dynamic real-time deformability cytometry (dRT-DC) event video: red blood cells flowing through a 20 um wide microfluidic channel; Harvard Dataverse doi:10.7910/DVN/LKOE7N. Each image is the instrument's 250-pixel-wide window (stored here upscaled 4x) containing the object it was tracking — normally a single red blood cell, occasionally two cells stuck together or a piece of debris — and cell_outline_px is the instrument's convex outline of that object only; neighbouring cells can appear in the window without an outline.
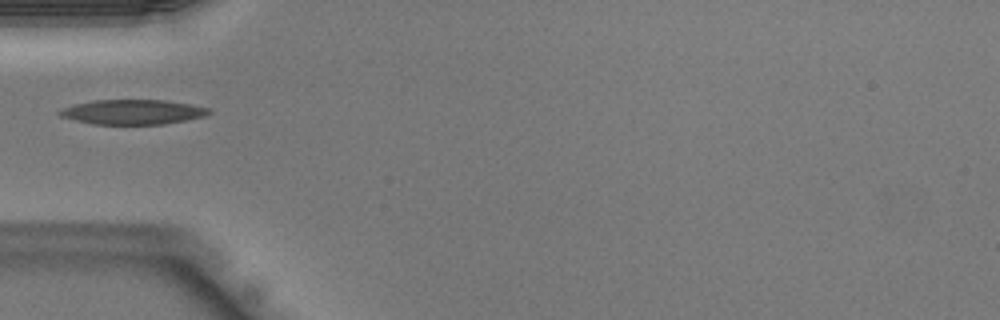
{"species": "Egyptian fruit bat (a non-hibernating species)", "species_latin": "Rousettus aegyptiacus", "temperature_condition": "warm", "stored_images_in_passage": 30, "camera_frame_rate_fps": 3000, "um_per_image_px": 0.085, "animal": {"sex": "male"}, "frame": {"image": 1, "passage_image": 1, "time_ms": 0.0, "image_size_px": [1000, 320], "cell_outline_px": [[212, 112], [204, 116], [164, 124], [92, 124], [60, 116], [56, 112], [64, 108], [76, 104], [96, 100], [164, 100], [212, 108]], "centroid_in_image_um": [11.3, 9.52], "position_along_channel_um": 73.7, "area_um2": 21.33}}
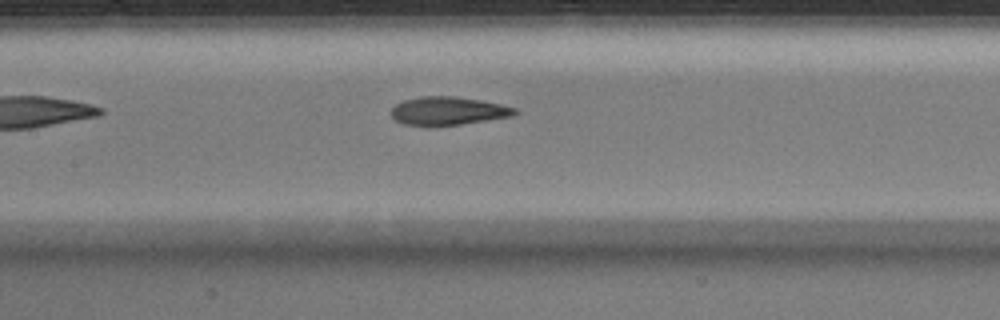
{"frame": {"image": 2, "passage_image": 7, "time_ms": 2.0, "image_size_px": [1000, 320], "cell_outline_px": [[520, 112], [512, 116], [460, 124], [432, 128], [424, 128], [404, 124], [396, 120], [392, 116], [392, 108], [396, 104], [404, 100], [420, 96], [452, 96], [480, 100], [500, 104], [516, 108]], "centroid_in_image_um": [38.05, 9.46], "position_along_channel_um": 169.3, "area_um2": 20.75}}
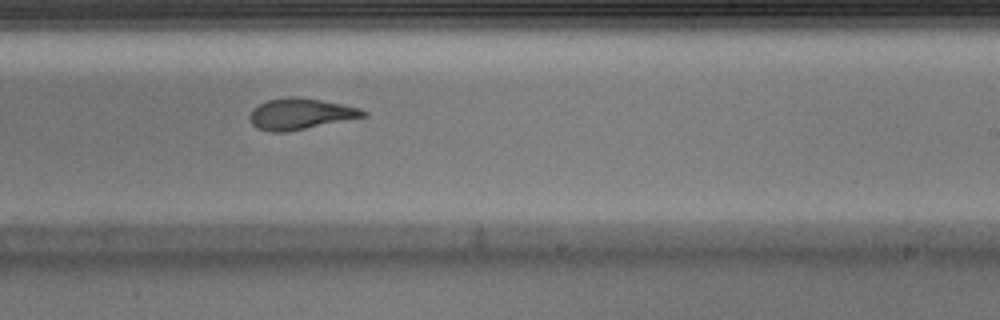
{"frame": {"image": 3, "passage_image": 13, "time_ms": 4.0, "image_size_px": [1000, 320], "cell_outline_px": [[368, 116], [284, 132], [272, 132], [256, 128], [248, 120], [248, 116], [252, 108], [268, 100], [288, 96], [292, 96], [320, 100], [360, 108], [368, 112]], "centroid_in_image_um": [25.5, 9.68], "position_along_channel_um": 263.5, "area_um2": 20.46}}